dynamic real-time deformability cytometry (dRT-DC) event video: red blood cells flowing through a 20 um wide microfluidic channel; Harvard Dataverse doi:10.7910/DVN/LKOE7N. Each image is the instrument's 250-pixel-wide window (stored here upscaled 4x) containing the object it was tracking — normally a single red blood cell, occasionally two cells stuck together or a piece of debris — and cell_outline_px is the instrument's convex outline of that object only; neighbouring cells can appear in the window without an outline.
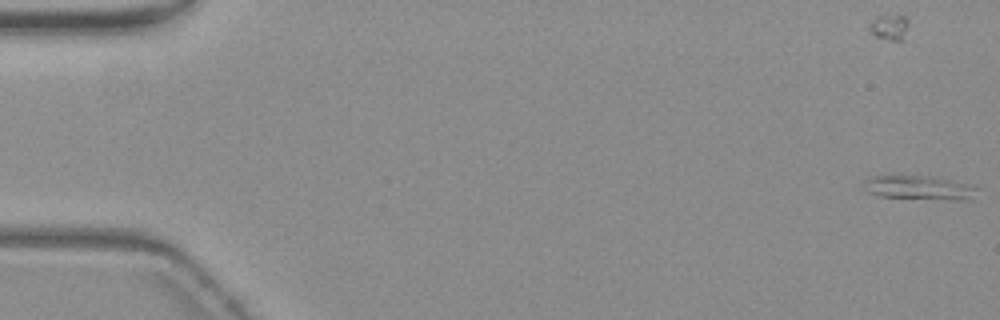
{"species": "common noctule bat (a hibernating species)", "species_latin": "Nyctalus noctula", "temperature_condition": "warm", "stored_images_in_passage": 2, "camera_frame_rate_fps": 3000, "um_per_image_px": 0.085, "animal": {"sex": "female", "body_mass_g": 19.3, "forearm_length_mm": 54.1}, "frame": {"image": 1, "passage_image": 2, "time_ms": 0.333, "image_size_px": [1000, 320], "cell_outline_px": [[976, 188], [972, 200], [948, 200], [880, 196], [868, 192], [860, 188], [864, 180], [868, 176], [924, 176], [948, 180], [964, 184]], "centroid_in_image_um": [78.01, 15.97], "position_along_channel_um": 7.0, "area_um2": 15.66}}